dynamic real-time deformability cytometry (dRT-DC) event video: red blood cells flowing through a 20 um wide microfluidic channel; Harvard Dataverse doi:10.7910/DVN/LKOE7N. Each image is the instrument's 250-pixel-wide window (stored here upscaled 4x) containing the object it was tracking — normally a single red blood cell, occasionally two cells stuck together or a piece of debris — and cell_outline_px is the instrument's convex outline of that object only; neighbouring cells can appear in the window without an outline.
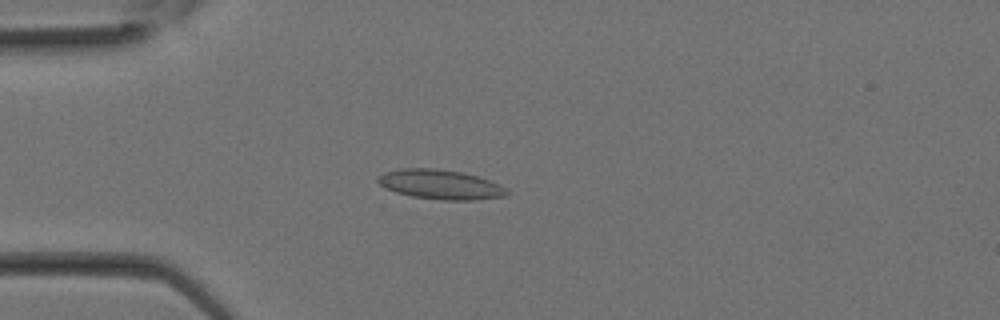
{"species": "Egyptian fruit bat (a non-hibernating species)", "species_latin": "Rousettus aegyptiacus", "temperature_condition": "room temperature", "stored_images_in_passage": 11, "camera_frame_rate_fps": 3000, "um_per_image_px": 0.085, "animal": {"sex": "female"}, "frame": {"image": 1, "passage_image": 8, "time_ms": 2.333, "image_size_px": [1000, 320], "cell_outline_px": [[512, 192], [504, 196], [476, 200], [440, 200], [412, 196], [396, 192], [384, 188], [376, 180], [376, 176], [384, 172], [400, 168], [432, 168], [460, 172], [476, 176], [500, 184], [508, 188]], "centroid_in_image_um": [37.43, 15.68], "position_along_channel_um": 47.6, "area_um2": 22.37}}
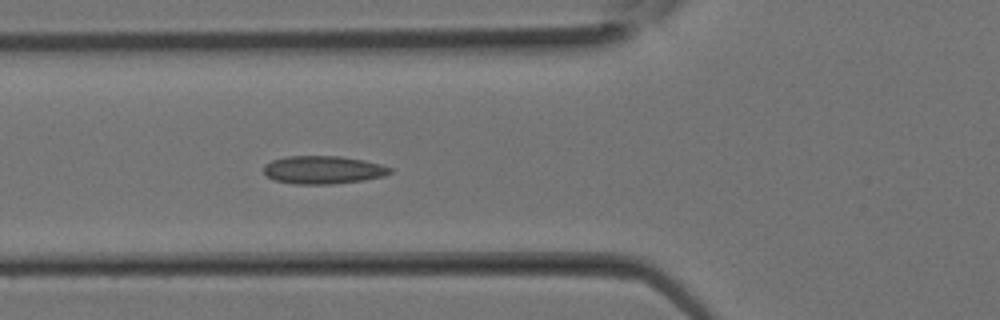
{"frame": {"image": 2, "passage_image": 11, "time_ms": 3.333, "image_size_px": [1000, 320], "cell_outline_px": [[392, 172], [384, 176], [360, 180], [332, 184], [296, 184], [276, 180], [268, 176], [264, 172], [264, 164], [272, 160], [288, 156], [340, 156], [364, 160], [380, 164], [392, 168]], "centroid_in_image_um": [27.47, 14.43], "position_along_channel_um": 98.3, "area_um2": 20.46}}